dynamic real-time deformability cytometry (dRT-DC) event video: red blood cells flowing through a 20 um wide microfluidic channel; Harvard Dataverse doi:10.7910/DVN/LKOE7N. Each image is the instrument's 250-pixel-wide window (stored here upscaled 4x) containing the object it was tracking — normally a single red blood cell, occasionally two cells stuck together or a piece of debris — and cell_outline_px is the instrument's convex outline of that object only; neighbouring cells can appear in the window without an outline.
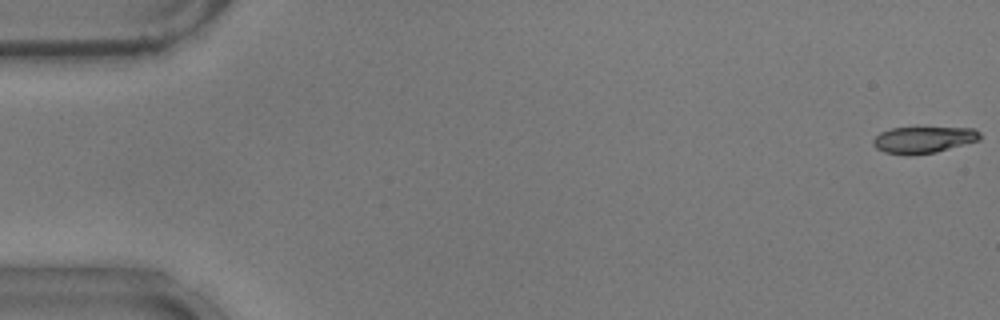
{"species": "common noctule bat (a hibernating species)", "species_latin": "Nyctalus noctula", "temperature_condition": "warm", "stored_images_in_passage": 54, "camera_frame_rate_fps": 3000, "um_per_image_px": 0.085, "animal": {"sex": "male", "body_mass_g": 17.9}, "frame": {"image": 1, "passage_image": 1, "time_ms": 0.0, "image_size_px": [1000, 320], "cell_outline_px": [[980, 140], [936, 152], [908, 156], [884, 152], [876, 148], [872, 144], [872, 140], [880, 132], [892, 128], [972, 128], [980, 132]], "centroid_in_image_um": [78.46, 11.89], "position_along_channel_um": 6.5, "area_um2": 16.53}}
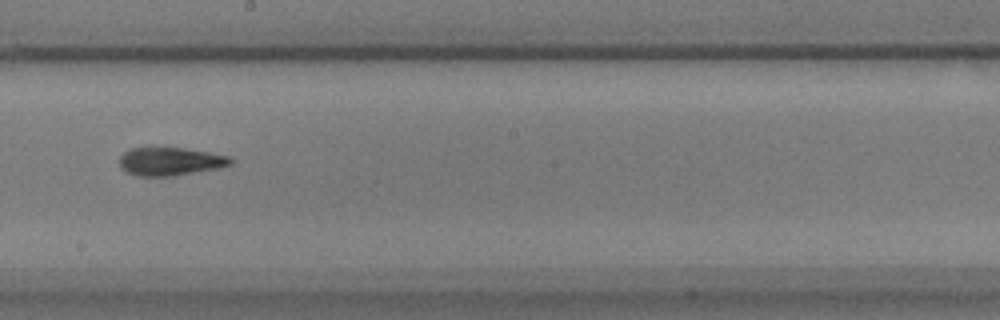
{"frame": {"image": 2, "passage_image": 31, "time_ms": 10.0, "image_size_px": [1000, 320], "cell_outline_px": [[232, 164], [220, 168], [172, 176], [136, 176], [120, 168], [120, 156], [128, 148], [184, 148], [212, 152], [232, 156]], "centroid_in_image_um": [14.51, 13.72], "position_along_channel_um": 233.7, "area_um2": 18.44}}
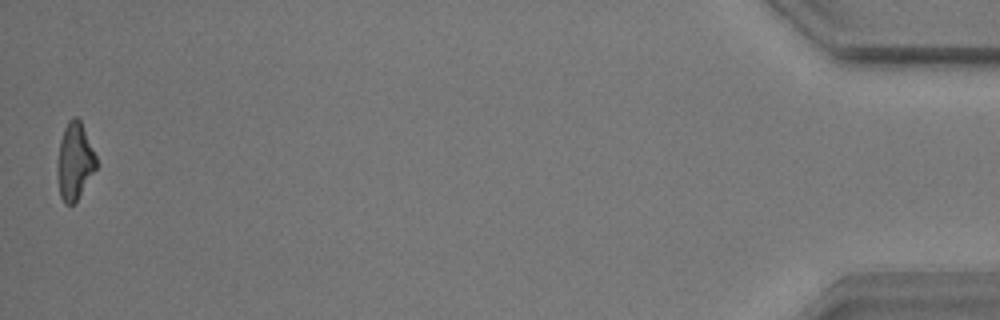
{"frame": {"image": 3, "passage_image": 54, "time_ms": 17.667, "image_size_px": [1000, 320], "cell_outline_px": [[96, 168], [76, 200], [72, 204], [64, 204], [60, 196], [56, 176], [56, 164], [60, 140], [64, 128], [68, 120], [72, 116], [76, 116], [80, 120], [96, 156]], "centroid_in_image_um": [6.3, 13.69], "position_along_channel_um": 428.9, "area_um2": 17.4}, "authors_computed_cell_mechanics": {"area_um2": 18.0625, "velocity_mm_per_s": 3.7424, "shape_relaxation_time_tau1_ms": null, "shape_relaxation_time_tau2_ms": 2.9796, "deformation_change_tau1": null, "deformation_change_tau2": 0.1022}}